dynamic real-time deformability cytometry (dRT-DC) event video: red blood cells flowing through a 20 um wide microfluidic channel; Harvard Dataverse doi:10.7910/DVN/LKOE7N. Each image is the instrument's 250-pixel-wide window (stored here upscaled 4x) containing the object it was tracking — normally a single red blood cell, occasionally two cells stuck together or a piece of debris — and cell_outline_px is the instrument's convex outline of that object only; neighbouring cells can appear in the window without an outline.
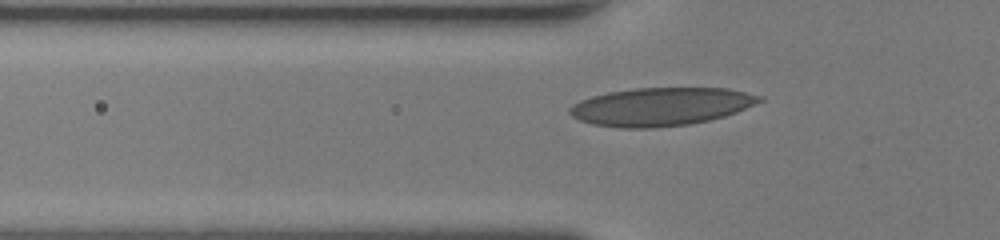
{"species": "human", "species_latin": "Homo sapiens", "temperature_condition": "room temperature", "stored_images_in_passage": 34, "camera_frame_rate_fps": 3000, "um_per_image_px": 0.085, "donor": {"sex": "female"}, "frame": {"image": 1, "passage_image": 3, "time_ms": 0.667, "image_size_px": [1000, 240], "cell_outline_px": [[764, 100], [736, 112], [724, 116], [708, 120], [688, 124], [652, 128], [620, 128], [592, 124], [580, 120], [572, 116], [568, 112], [568, 108], [572, 104], [580, 100], [592, 96], [608, 92], [636, 88], [728, 88], [764, 96]], "centroid_in_image_um": [56.16, 9.06], "position_along_channel_um": 69.6, "area_um2": 42.19}}
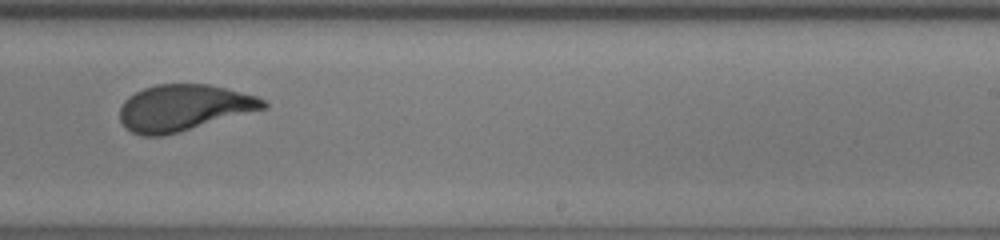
{"frame": {"image": 2, "passage_image": 17, "time_ms": 5.333, "image_size_px": [1000, 240], "cell_outline_px": [[268, 108], [180, 132], [164, 136], [140, 136], [124, 128], [120, 120], [120, 108], [124, 100], [128, 96], [144, 88], [156, 84], [208, 84], [256, 96], [264, 100], [268, 104]], "centroid_in_image_um": [15.59, 9.17], "position_along_channel_um": 273.4, "area_um2": 38.9}}
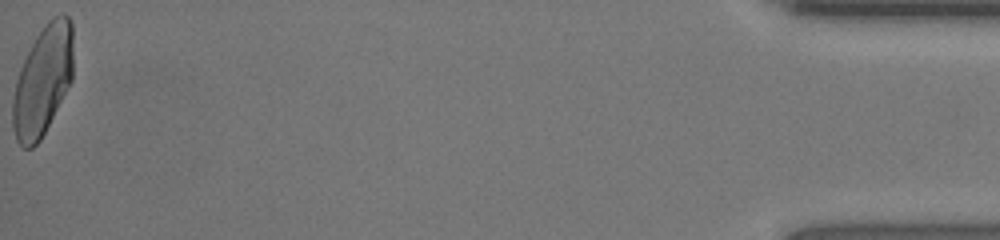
{"frame": {"image": 3, "passage_image": 34, "time_ms": 11.0, "image_size_px": [1000, 240], "cell_outline_px": [[72, 80], [40, 140], [32, 148], [24, 148], [16, 140], [12, 128], [12, 100], [16, 80], [20, 68], [36, 36], [44, 24], [52, 16], [64, 12], [68, 16], [72, 24]], "centroid_in_image_um": [3.62, 6.84], "position_along_channel_um": 431.6, "area_um2": 38.67}, "authors_computed_cell_mechanics": {"area_um2": 38.9861, "velocity_mm_per_s": 4.4201, "shape_relaxation_time_tau1_ms": 3.8472, "shape_relaxation_time_tau2_ms": null, "deformation_change_tau1": 0.1933, "deformation_change_tau2": null}}